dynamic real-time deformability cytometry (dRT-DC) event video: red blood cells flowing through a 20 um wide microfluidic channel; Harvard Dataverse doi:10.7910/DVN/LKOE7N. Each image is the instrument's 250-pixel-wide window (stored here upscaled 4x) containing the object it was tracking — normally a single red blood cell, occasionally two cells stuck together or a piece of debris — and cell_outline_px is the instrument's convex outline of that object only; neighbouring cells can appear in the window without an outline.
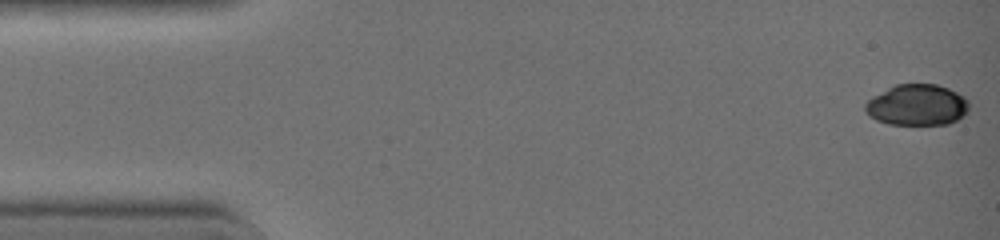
{"species": "common noctule bat (a hibernating species)", "species_latin": "Nyctalus noctula", "temperature_condition": "warm", "stored_images_in_passage": 43, "camera_frame_rate_fps": 3000, "um_per_image_px": 0.085, "animal": {"sex": "female", "body_mass_g": 19.0, "forearm_length_mm": 51.5}, "frame": {"image": 1, "passage_image": 1, "time_ms": 0.0, "image_size_px": [1000, 240], "cell_outline_px": [[968, 108], [956, 120], [948, 124], [888, 124], [876, 120], [864, 108], [864, 104], [872, 96], [896, 84], [936, 84], [948, 88], [964, 96], [968, 100]], "centroid_in_image_um": [77.93, 8.91], "position_along_channel_um": 7.1, "area_um2": 24.57}}
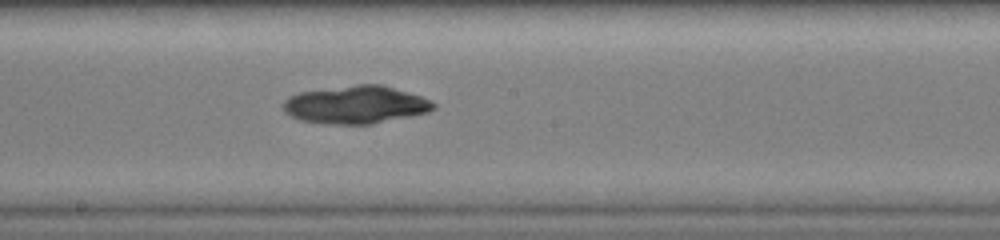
{"frame": {"image": 2, "passage_image": 24, "time_ms": 7.667, "image_size_px": [1000, 240], "cell_outline_px": [[436, 108], [428, 112], [412, 116], [372, 124], [324, 124], [300, 120], [284, 112], [284, 100], [288, 96], [300, 92], [356, 84], [384, 84], [420, 96], [436, 104]], "centroid_in_image_um": [30.25, 8.9], "position_along_channel_um": 218.0, "area_um2": 33.23}}
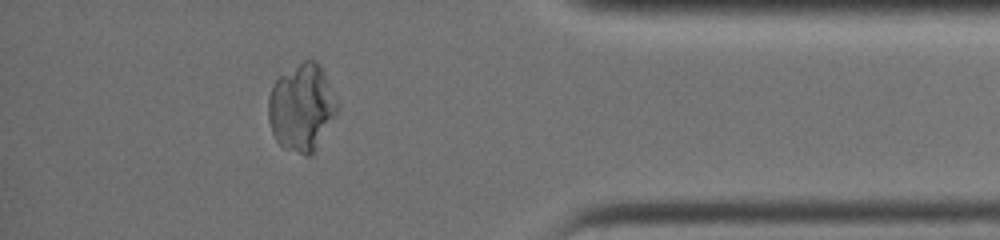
{"frame": {"image": 3, "passage_image": 38, "time_ms": 12.333, "image_size_px": [1000, 240], "cell_outline_px": [[336, 112], [316, 148], [308, 156], [304, 156], [284, 148], [276, 140], [272, 132], [268, 120], [268, 96], [276, 80], [280, 76], [304, 60], [316, 60], [320, 64], [336, 100]], "centroid_in_image_um": [25.6, 9.14], "position_along_channel_um": 409.6, "area_um2": 34.33}}